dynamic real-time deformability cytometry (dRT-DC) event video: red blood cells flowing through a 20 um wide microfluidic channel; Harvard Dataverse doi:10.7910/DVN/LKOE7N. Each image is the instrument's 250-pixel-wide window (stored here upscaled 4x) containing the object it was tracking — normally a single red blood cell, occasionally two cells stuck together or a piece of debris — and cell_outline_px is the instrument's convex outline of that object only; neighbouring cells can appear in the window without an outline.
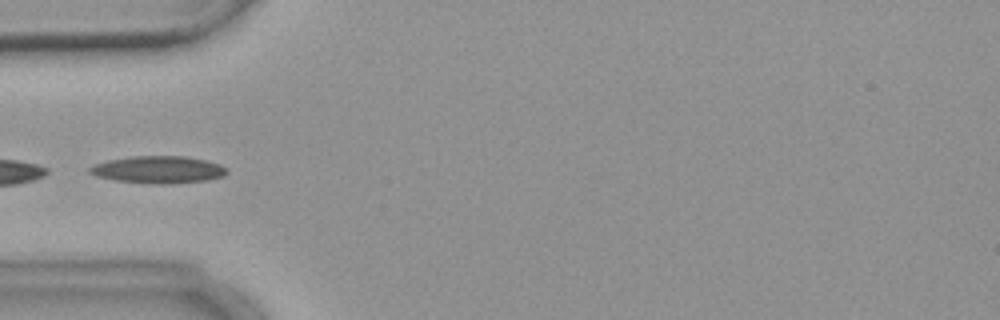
{"species": "common noctule bat (a hibernating species)", "species_latin": "Nyctalus noctula", "temperature_condition": "warm", "stored_images_in_passage": 1, "camera_frame_rate_fps": 3000, "um_per_image_px": 0.085, "animal": {"sex": "female", "body_mass_g": 18.4}, "frame": {"image": 1, "passage_image": 1, "time_ms": 0.0, "image_size_px": [1000, 320], "cell_outline_px": [[228, 172], [224, 176], [208, 180], [172, 184], [152, 184], [116, 180], [96, 176], [88, 172], [88, 168], [92, 164], [108, 160], [132, 156], [184, 156], [204, 160], [220, 164], [228, 168]], "centroid_in_image_um": [13.46, 14.42], "position_along_channel_um": 71.5, "area_um2": 21.96}}